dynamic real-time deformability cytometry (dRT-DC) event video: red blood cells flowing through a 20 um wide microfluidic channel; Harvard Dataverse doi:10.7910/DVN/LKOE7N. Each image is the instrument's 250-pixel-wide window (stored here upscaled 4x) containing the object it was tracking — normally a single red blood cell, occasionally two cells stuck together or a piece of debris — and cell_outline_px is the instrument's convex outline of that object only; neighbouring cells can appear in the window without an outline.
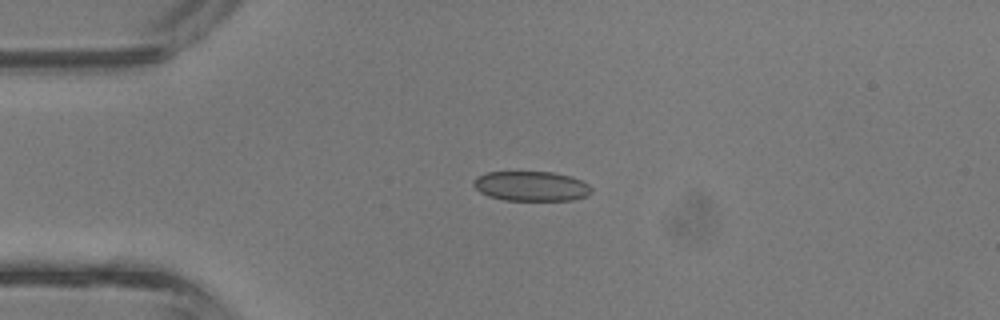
{"species": "common noctule bat (a hibernating species)", "species_latin": "Nyctalus noctula", "temperature_condition": "room temperature", "stored_images_in_passage": 2, "camera_frame_rate_fps": 3000, "um_per_image_px": 0.085, "animal": {"sex": "male", "body_mass_g": 13.3}, "frame": {"image": 1, "passage_image": 1, "time_ms": 0.0, "image_size_px": [1000, 320], "cell_outline_px": [[592, 192], [588, 196], [572, 200], [504, 200], [488, 196], [480, 192], [472, 184], [472, 180], [476, 176], [488, 172], [552, 172], [572, 176], [588, 184], [592, 188]], "centroid_in_image_um": [45.15, 15.82], "position_along_channel_um": 39.8, "area_um2": 20.63}}